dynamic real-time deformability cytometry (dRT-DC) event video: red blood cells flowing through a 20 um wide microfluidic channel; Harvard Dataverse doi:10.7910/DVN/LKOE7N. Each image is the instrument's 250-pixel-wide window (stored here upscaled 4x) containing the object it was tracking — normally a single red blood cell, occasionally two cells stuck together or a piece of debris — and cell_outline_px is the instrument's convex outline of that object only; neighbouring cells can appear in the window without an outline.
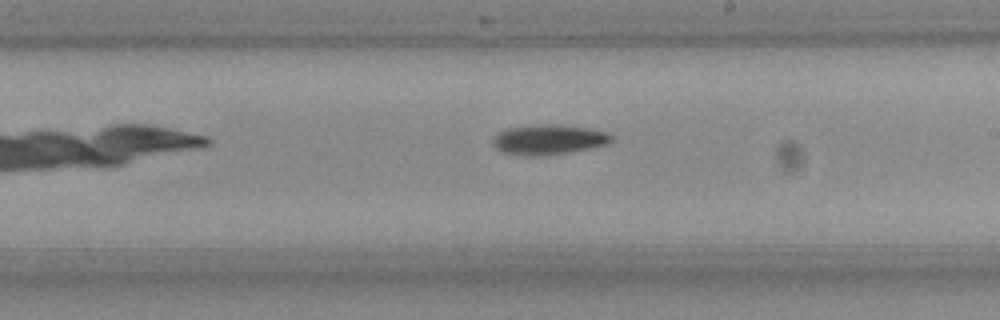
{"species": "Egyptian fruit bat (a non-hibernating species)", "species_latin": "Rousettus aegyptiacus", "temperature_condition": "room temperature", "stored_images_in_passage": 30, "camera_frame_rate_fps": 3000, "um_per_image_px": 0.085, "frame": {"image": 1, "passage_image": 18, "time_ms": 5.667, "image_size_px": [1000, 320], "cell_outline_px": [[612, 140], [604, 144], [588, 148], [548, 156], [520, 156], [504, 152], [496, 148], [492, 144], [492, 140], [504, 128], [536, 124], [556, 124], [588, 128], [604, 132], [612, 136]], "centroid_in_image_um": [46.56, 11.87], "position_along_channel_um": 242.4, "area_um2": 20.69}}